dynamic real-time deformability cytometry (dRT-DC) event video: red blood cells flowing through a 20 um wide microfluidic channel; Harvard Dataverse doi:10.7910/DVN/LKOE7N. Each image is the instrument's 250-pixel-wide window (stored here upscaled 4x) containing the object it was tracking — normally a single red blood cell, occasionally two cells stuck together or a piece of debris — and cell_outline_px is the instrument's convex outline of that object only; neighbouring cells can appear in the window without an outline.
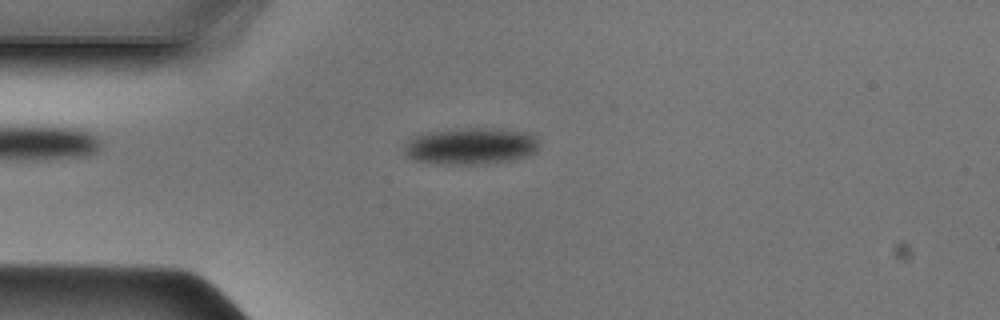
{"species": "Egyptian fruit bat (a non-hibernating species)", "species_latin": "Rousettus aegyptiacus", "temperature_condition": "cold", "stored_images_in_passage": 44, "camera_frame_rate_fps": 3000, "um_per_image_px": 0.085, "animal": {"sex": "male"}, "frame": {"image": 1, "passage_image": 8, "time_ms": 2.333, "image_size_px": [1000, 320], "cell_outline_px": [[536, 152], [532, 156], [508, 160], [480, 164], [432, 164], [416, 160], [404, 156], [404, 148], [408, 140], [416, 136], [428, 132], [464, 128], [476, 128], [524, 132], [532, 136], [536, 140]], "centroid_in_image_um": [39.95, 12.44], "position_along_channel_um": 45.1, "area_um2": 28.44}}
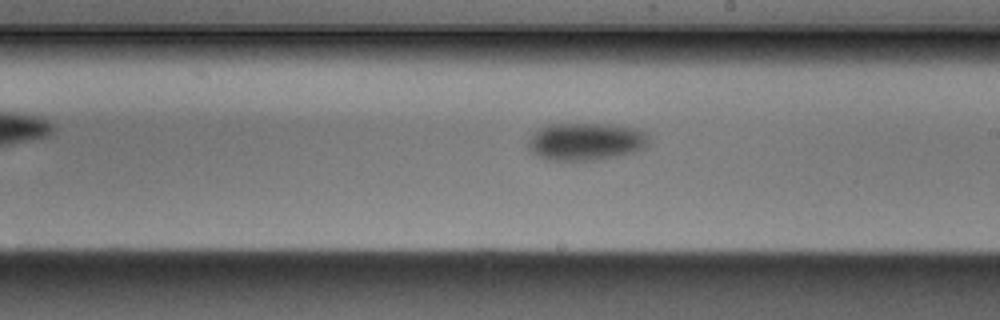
{"frame": {"image": 2, "passage_image": 23, "time_ms": 7.333, "image_size_px": [1000, 320], "cell_outline_px": [[648, 148], [620, 156], [600, 160], [548, 160], [532, 152], [528, 148], [528, 140], [544, 124], [608, 124], [636, 128], [644, 132], [648, 136]], "centroid_in_image_um": [49.83, 12.04], "position_along_channel_um": 239.2, "area_um2": 26.59}}
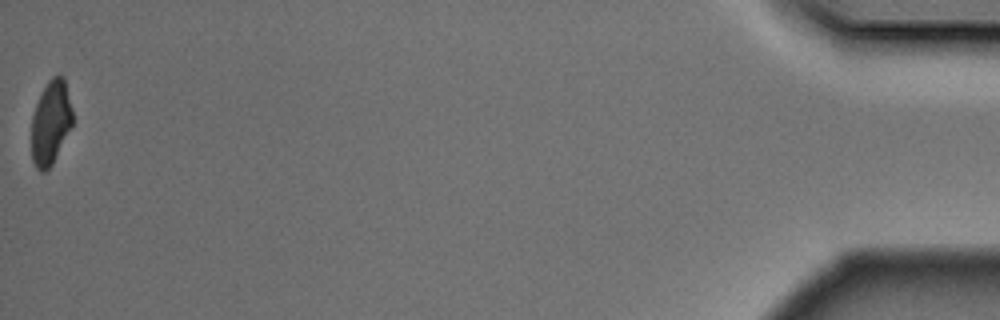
{"frame": {"image": 3, "passage_image": 44, "time_ms": 14.333, "image_size_px": [1000, 320], "cell_outline_px": [[72, 124], [52, 164], [44, 172], [40, 172], [36, 168], [32, 160], [32, 116], [36, 104], [48, 80], [52, 76], [64, 76], [72, 108]], "centroid_in_image_um": [4.31, 10.41], "position_along_channel_um": 430.9, "area_um2": 19.83}}